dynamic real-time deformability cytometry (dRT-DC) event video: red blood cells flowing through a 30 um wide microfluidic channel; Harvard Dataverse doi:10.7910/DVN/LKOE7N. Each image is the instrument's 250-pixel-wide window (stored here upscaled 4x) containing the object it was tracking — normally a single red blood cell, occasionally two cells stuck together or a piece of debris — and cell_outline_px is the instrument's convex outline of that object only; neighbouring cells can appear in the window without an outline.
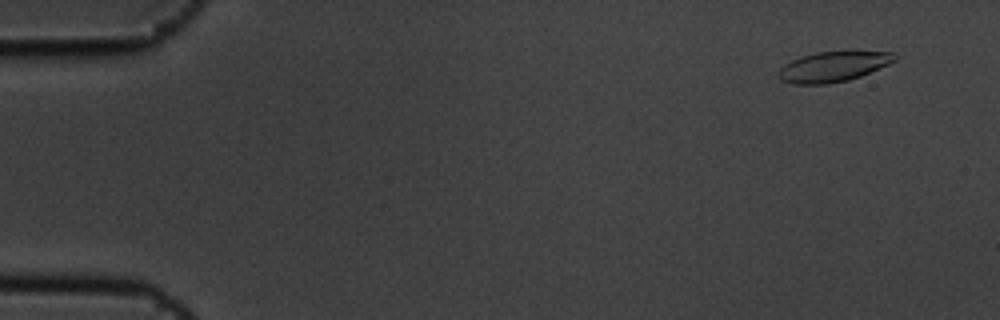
{"species": "common noctule bat (a hibernating species)", "species_latin": "Nyctalus noctula", "temperature_condition": "cold", "stored_images_in_passage": 7, "camera_frame_rate_fps": 3000, "um_per_image_px": 0.085, "animal": {"sex": "male", "body_mass_g": 19.5, "forearm_length_mm": 54.6}, "frame": {"image": 1, "passage_image": 2, "time_ms": 0.333, "image_size_px": [1000, 320], "cell_outline_px": [[896, 60], [888, 64], [860, 76], [848, 80], [828, 84], [792, 84], [780, 80], [780, 68], [784, 64], [792, 60], [816, 52], [896, 52]], "centroid_in_image_um": [70.81, 5.67], "position_along_channel_um": 14.2, "area_um2": 20.06}}
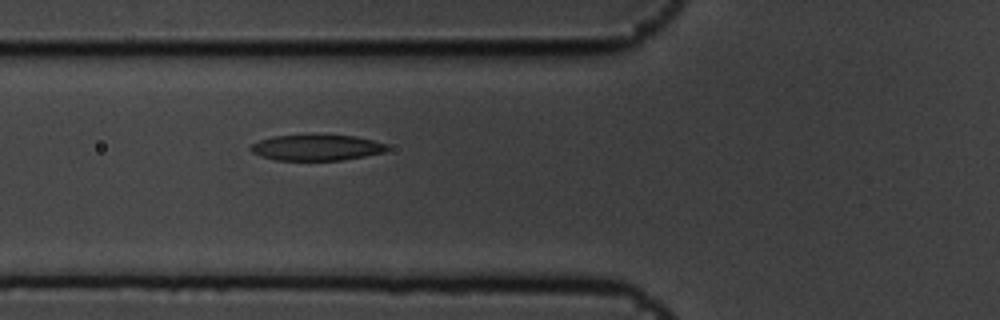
{"frame": {"image": 2, "passage_image": 7, "time_ms": 2.0, "image_size_px": [1000, 320], "cell_outline_px": [[388, 148], [384, 152], [364, 156], [340, 160], [276, 160], [260, 156], [252, 152], [248, 148], [252, 144], [260, 140], [272, 136], [312, 132], [356, 136], [388, 144]], "centroid_in_image_um": [26.88, 12.49], "position_along_channel_um": 98.9, "area_um2": 21.39}}